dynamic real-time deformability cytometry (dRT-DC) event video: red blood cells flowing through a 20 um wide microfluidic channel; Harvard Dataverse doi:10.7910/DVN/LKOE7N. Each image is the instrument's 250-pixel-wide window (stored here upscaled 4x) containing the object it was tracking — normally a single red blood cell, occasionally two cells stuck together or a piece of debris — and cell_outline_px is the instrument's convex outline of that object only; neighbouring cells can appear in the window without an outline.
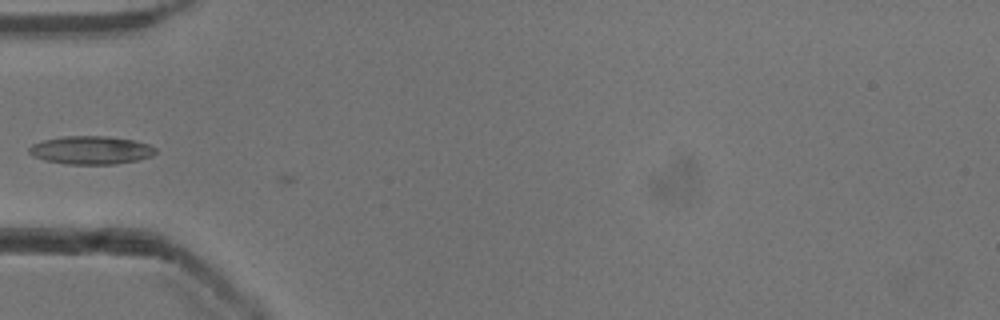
{"species": "common noctule bat (a hibernating species)", "species_latin": "Nyctalus noctula", "temperature_condition": "cold", "stored_images_in_passage": 2, "camera_frame_rate_fps": 3000, "um_per_image_px": 0.085, "animal": {"sex": "male", "body_mass_g": 13.3}, "frame": {"image": 1, "passage_image": 1, "time_ms": 0.0, "image_size_px": [1000, 320], "cell_outline_px": [[156, 152], [152, 156], [136, 160], [116, 164], [68, 164], [44, 160], [32, 156], [28, 152], [28, 148], [32, 144], [44, 140], [60, 136], [108, 136], [132, 140], [148, 144], [156, 148]], "centroid_in_image_um": [7.7, 12.76], "position_along_channel_um": 77.3, "area_um2": 20.81}}